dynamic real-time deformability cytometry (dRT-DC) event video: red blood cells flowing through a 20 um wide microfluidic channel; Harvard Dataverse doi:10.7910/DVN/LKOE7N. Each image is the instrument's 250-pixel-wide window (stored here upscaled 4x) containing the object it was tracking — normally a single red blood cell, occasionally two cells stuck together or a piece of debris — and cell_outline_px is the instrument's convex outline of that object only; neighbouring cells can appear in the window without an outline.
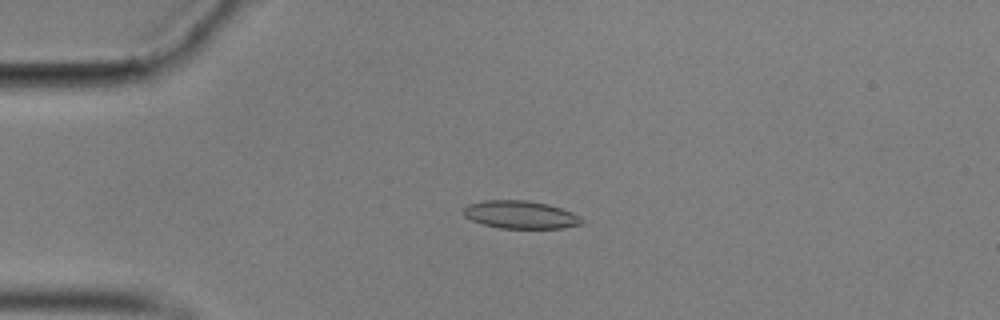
{"species": "common noctule bat (a hibernating species)", "species_latin": "Nyctalus noctula", "temperature_condition": "cold", "stored_images_in_passage": 44, "camera_frame_rate_fps": 3000, "um_per_image_px": 0.085, "animal": {"sex": "male", "body_mass_g": 17.9}, "frame": {"image": 1, "passage_image": 13, "time_ms": 4.0, "image_size_px": [1000, 320], "cell_outline_px": [[584, 220], [580, 224], [564, 228], [500, 228], [484, 224], [472, 220], [464, 216], [464, 208], [468, 204], [484, 200], [528, 200], [548, 204], [572, 212], [580, 216]], "centroid_in_image_um": [44.25, 18.24], "position_along_channel_um": 40.8, "area_um2": 19.13}}
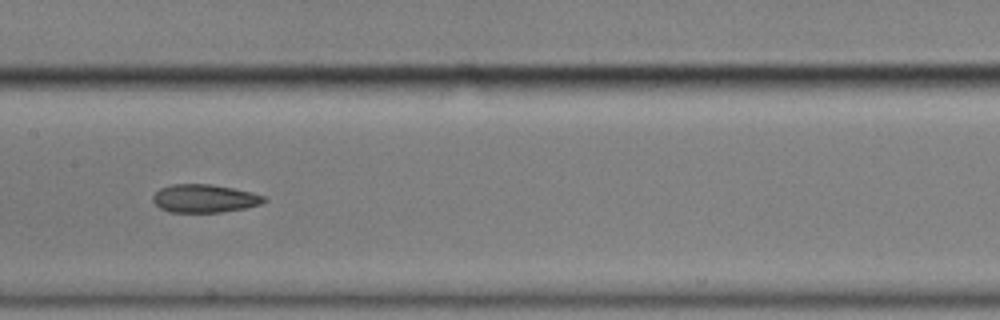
{"frame": {"image": 2, "passage_image": 28, "time_ms": 9.0, "image_size_px": [1000, 320], "cell_outline_px": [[268, 200], [260, 204], [244, 208], [220, 212], [168, 212], [160, 208], [152, 200], [152, 196], [160, 188], [172, 184], [212, 184], [252, 192], [264, 196]], "centroid_in_image_um": [17.36, 16.86], "position_along_channel_um": 190.0, "area_um2": 18.21}}
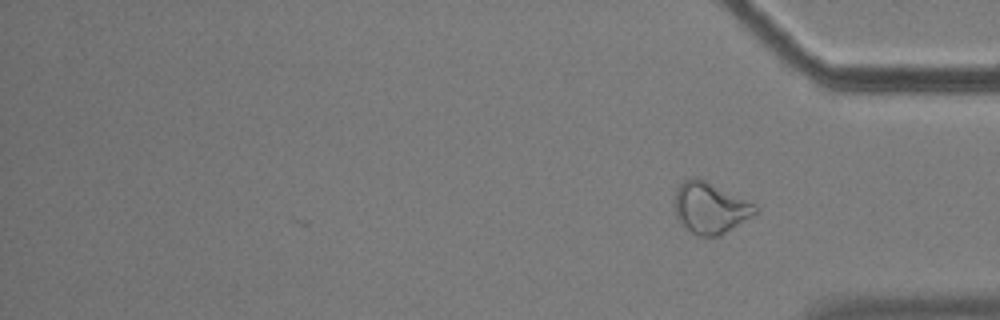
{"frame": {"image": 3, "passage_image": 44, "time_ms": 14.333, "image_size_px": [1000, 320], "cell_outline_px": [[760, 212], [724, 232], [716, 236], [696, 236], [684, 228], [680, 224], [676, 216], [676, 188], [684, 180], [692, 176], [696, 176], [756, 204], [760, 208]], "centroid_in_image_um": [60.37, 17.67], "position_along_channel_um": 374.8, "area_um2": 24.04}, "authors_computed_cell_mechanics": {"area_um2": 19.0162, "velocity_mm_per_s": 3.519, "shape_relaxation_time_tau1_ms": null, "shape_relaxation_time_tau2_ms": 3.2696, "deformation_change_tau1": null, "deformation_change_tau2": 0.1075}}